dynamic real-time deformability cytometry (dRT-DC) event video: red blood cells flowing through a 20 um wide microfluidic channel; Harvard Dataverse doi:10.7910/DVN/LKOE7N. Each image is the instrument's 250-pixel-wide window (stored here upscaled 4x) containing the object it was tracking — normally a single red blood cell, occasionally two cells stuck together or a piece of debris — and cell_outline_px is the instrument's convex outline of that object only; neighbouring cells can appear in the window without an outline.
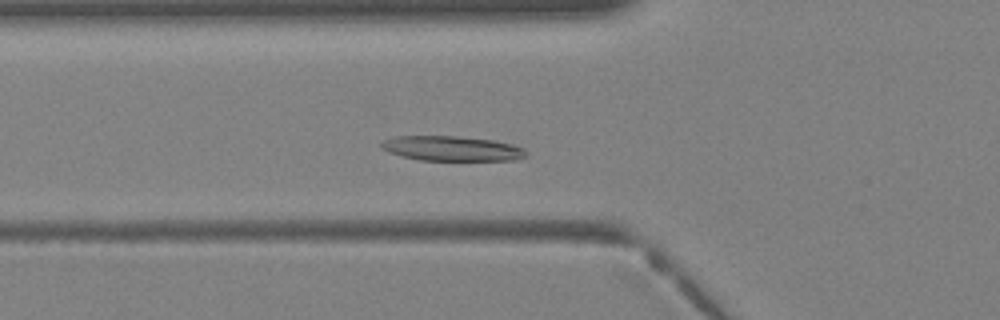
{"species": "Egyptian fruit bat (a non-hibernating species)", "species_latin": "Rousettus aegyptiacus", "temperature_condition": "warm", "stored_images_in_passage": 29, "camera_frame_rate_fps": 3000, "um_per_image_px": 0.085, "animal": {"sex": "female"}, "frame": {"image": 1, "passage_image": 6, "time_ms": 1.667, "image_size_px": [1000, 320], "cell_outline_px": [[528, 156], [516, 160], [420, 160], [388, 152], [380, 148], [380, 144], [384, 140], [396, 136], [456, 136], [496, 140], [512, 144], [524, 148], [528, 152]], "centroid_in_image_um": [38.46, 12.62], "position_along_channel_um": 87.3, "area_um2": 21.1}}
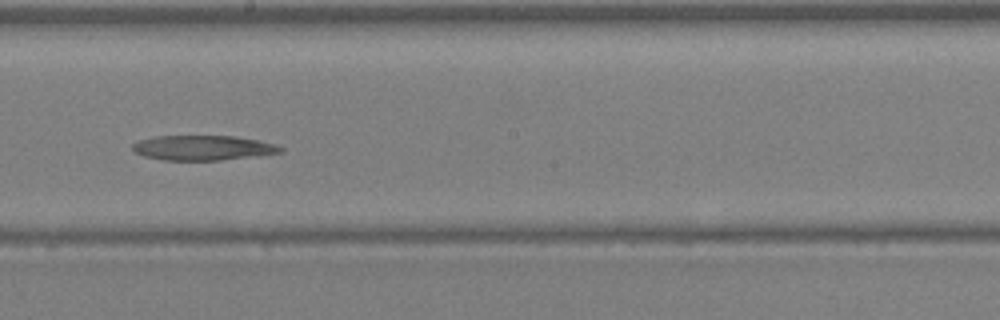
{"frame": {"image": 2, "passage_image": 15, "time_ms": 4.667, "image_size_px": [1000, 320], "cell_outline_px": [[284, 152], [256, 156], [220, 160], [164, 160], [144, 156], [136, 152], [132, 148], [132, 144], [140, 140], [156, 136], [236, 136], [276, 144], [284, 148]], "centroid_in_image_um": [17.28, 12.56], "position_along_channel_um": 230.9, "area_um2": 21.39}}
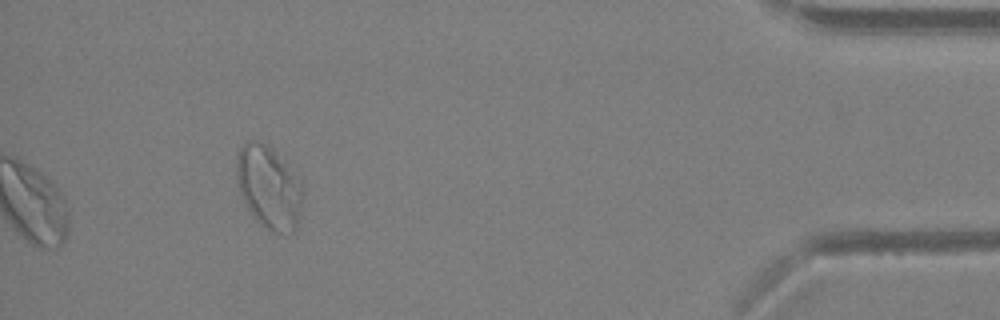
{"frame": {"image": 3, "passage_image": 29, "time_ms": 9.333, "image_size_px": [1000, 320], "cell_outline_px": [[304, 192], [296, 228], [292, 232], [272, 232], [260, 224], [252, 216], [244, 204], [240, 192], [236, 176], [236, 164], [240, 148], [244, 144], [252, 140], [256, 140], [272, 148], [276, 152], [300, 180]], "centroid_in_image_um": [22.85, 15.93], "position_along_channel_um": 412.4, "area_um2": 31.85}}